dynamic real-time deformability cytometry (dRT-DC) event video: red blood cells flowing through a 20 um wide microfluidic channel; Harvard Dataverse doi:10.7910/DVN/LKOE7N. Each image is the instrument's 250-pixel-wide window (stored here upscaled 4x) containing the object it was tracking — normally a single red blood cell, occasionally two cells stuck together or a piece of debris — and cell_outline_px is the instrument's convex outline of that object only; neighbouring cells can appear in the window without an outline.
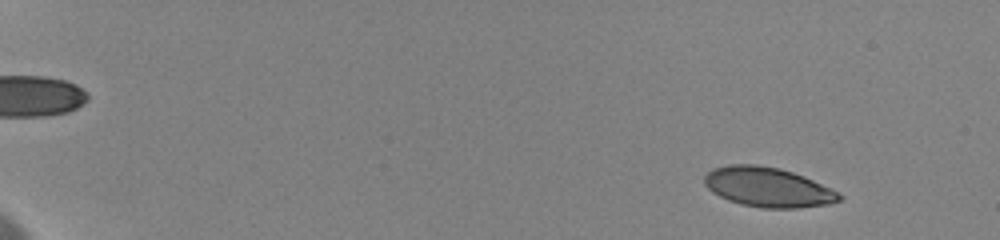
{"species": "human", "species_latin": "Homo sapiens", "temperature_condition": "cold", "stored_images_in_passage": 64, "camera_frame_rate_fps": 3000, "um_per_image_px": 0.085, "donor": {"sex": "female"}, "frame": {"image": 1, "passage_image": 8, "time_ms": 2.0, "image_size_px": [1000, 240], "cell_outline_px": [[844, 196], [840, 200], [828, 204], [796, 208], [764, 208], [740, 204], [728, 200], [712, 192], [704, 184], [704, 176], [712, 168], [728, 164], [756, 164], [780, 168], [792, 172], [812, 180]], "centroid_in_image_um": [65.21, 15.9], "position_along_channel_um": 19.8, "area_um2": 30.98}}
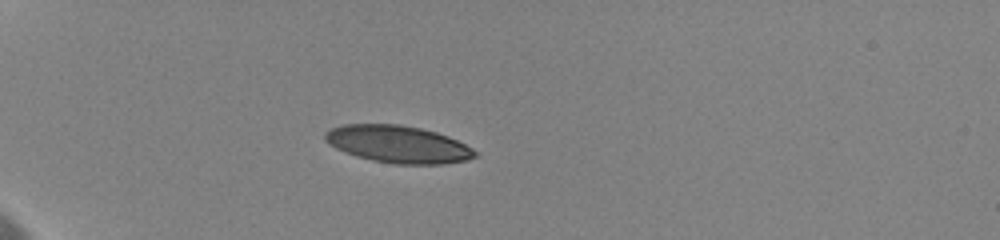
{"frame": {"image": 2, "passage_image": 26, "time_ms": 6.333, "image_size_px": [1000, 240], "cell_outline_px": [[476, 156], [468, 160], [440, 164], [396, 164], [372, 160], [356, 156], [344, 152], [336, 148], [324, 140], [324, 132], [332, 128], [344, 124], [400, 124], [420, 128], [436, 132], [448, 136], [472, 148], [476, 152]], "centroid_in_image_um": [33.81, 12.25], "position_along_channel_um": 51.2, "area_um2": 32.48}}